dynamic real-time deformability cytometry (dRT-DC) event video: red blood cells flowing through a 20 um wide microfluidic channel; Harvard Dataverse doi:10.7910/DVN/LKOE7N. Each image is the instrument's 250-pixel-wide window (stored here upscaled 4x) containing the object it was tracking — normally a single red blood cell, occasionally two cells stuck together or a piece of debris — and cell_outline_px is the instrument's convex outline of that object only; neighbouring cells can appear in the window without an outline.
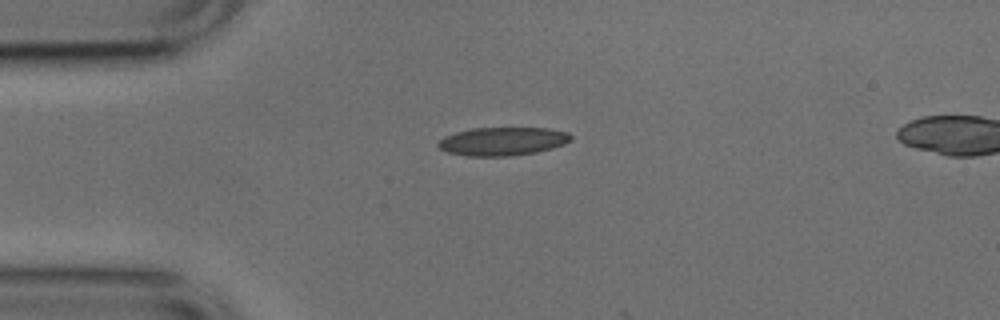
{"species": "common noctule bat (a hibernating species)", "species_latin": "Nyctalus noctula", "temperature_condition": "cold", "stored_images_in_passage": 2, "camera_frame_rate_fps": 3000, "um_per_image_px": 0.085, "animal": {"sex": "male", "body_mass_g": 17.9, "forearm_length_mm": 54.2}, "frame": {"image": 1, "passage_image": 1, "time_ms": 0.0, "image_size_px": [1000, 320], "cell_outline_px": [[572, 140], [564, 144], [552, 148], [536, 152], [508, 156], [468, 156], [448, 152], [440, 148], [436, 144], [444, 136], [456, 132], [472, 128], [548, 128], [568, 132], [572, 136]], "centroid_in_image_um": [42.73, 12.01], "position_along_channel_um": 42.3, "area_um2": 21.91}}